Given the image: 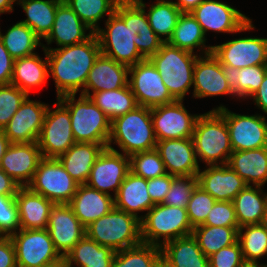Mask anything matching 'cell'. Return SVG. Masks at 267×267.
Listing matches in <instances>:
<instances>
[{"mask_svg": "<svg viewBox=\"0 0 267 267\" xmlns=\"http://www.w3.org/2000/svg\"><path fill=\"white\" fill-rule=\"evenodd\" d=\"M42 48L46 50L49 77L54 79L57 98L76 95L80 89L82 95L89 72L101 54L96 34L71 46L51 48L42 45Z\"/></svg>", "mask_w": 267, "mask_h": 267, "instance_id": "cell-1", "label": "cell"}, {"mask_svg": "<svg viewBox=\"0 0 267 267\" xmlns=\"http://www.w3.org/2000/svg\"><path fill=\"white\" fill-rule=\"evenodd\" d=\"M105 27L94 32L101 54L128 67L144 60L130 34V0L118 2L115 12L105 21Z\"/></svg>", "mask_w": 267, "mask_h": 267, "instance_id": "cell-2", "label": "cell"}, {"mask_svg": "<svg viewBox=\"0 0 267 267\" xmlns=\"http://www.w3.org/2000/svg\"><path fill=\"white\" fill-rule=\"evenodd\" d=\"M112 143L118 145L127 156L156 149L151 108L138 105L125 115L113 119L107 146Z\"/></svg>", "mask_w": 267, "mask_h": 267, "instance_id": "cell-3", "label": "cell"}, {"mask_svg": "<svg viewBox=\"0 0 267 267\" xmlns=\"http://www.w3.org/2000/svg\"><path fill=\"white\" fill-rule=\"evenodd\" d=\"M192 140L197 160L205 162L206 166L228 163L233 149L226 121L218 111L200 114Z\"/></svg>", "mask_w": 267, "mask_h": 267, "instance_id": "cell-4", "label": "cell"}, {"mask_svg": "<svg viewBox=\"0 0 267 267\" xmlns=\"http://www.w3.org/2000/svg\"><path fill=\"white\" fill-rule=\"evenodd\" d=\"M198 55L164 42L161 48L149 58L162 77L171 96L184 101L193 85L195 62Z\"/></svg>", "mask_w": 267, "mask_h": 267, "instance_id": "cell-5", "label": "cell"}, {"mask_svg": "<svg viewBox=\"0 0 267 267\" xmlns=\"http://www.w3.org/2000/svg\"><path fill=\"white\" fill-rule=\"evenodd\" d=\"M75 96L58 98L69 110L75 141L102 144L107 148L111 120L90 97L80 94L77 100Z\"/></svg>", "mask_w": 267, "mask_h": 267, "instance_id": "cell-6", "label": "cell"}, {"mask_svg": "<svg viewBox=\"0 0 267 267\" xmlns=\"http://www.w3.org/2000/svg\"><path fill=\"white\" fill-rule=\"evenodd\" d=\"M85 233L99 245L115 252L142 243L140 219L115 207L87 226Z\"/></svg>", "mask_w": 267, "mask_h": 267, "instance_id": "cell-7", "label": "cell"}, {"mask_svg": "<svg viewBox=\"0 0 267 267\" xmlns=\"http://www.w3.org/2000/svg\"><path fill=\"white\" fill-rule=\"evenodd\" d=\"M140 225L142 243L160 247L168 241L191 235L193 230L186 208L163 203L155 204L141 215Z\"/></svg>", "mask_w": 267, "mask_h": 267, "instance_id": "cell-8", "label": "cell"}, {"mask_svg": "<svg viewBox=\"0 0 267 267\" xmlns=\"http://www.w3.org/2000/svg\"><path fill=\"white\" fill-rule=\"evenodd\" d=\"M17 267H53L63 264L47 229H19L11 236Z\"/></svg>", "mask_w": 267, "mask_h": 267, "instance_id": "cell-9", "label": "cell"}, {"mask_svg": "<svg viewBox=\"0 0 267 267\" xmlns=\"http://www.w3.org/2000/svg\"><path fill=\"white\" fill-rule=\"evenodd\" d=\"M79 183L65 170L57 158L43 157L32 181L27 187L55 204H68L75 195Z\"/></svg>", "mask_w": 267, "mask_h": 267, "instance_id": "cell-10", "label": "cell"}, {"mask_svg": "<svg viewBox=\"0 0 267 267\" xmlns=\"http://www.w3.org/2000/svg\"><path fill=\"white\" fill-rule=\"evenodd\" d=\"M54 106L56 109L53 111L48 106L37 140L45 158H58L76 142L68 108L58 98Z\"/></svg>", "mask_w": 267, "mask_h": 267, "instance_id": "cell-11", "label": "cell"}, {"mask_svg": "<svg viewBox=\"0 0 267 267\" xmlns=\"http://www.w3.org/2000/svg\"><path fill=\"white\" fill-rule=\"evenodd\" d=\"M200 24L204 34L237 33L255 29L252 19L236 8L217 0H204L190 12Z\"/></svg>", "mask_w": 267, "mask_h": 267, "instance_id": "cell-12", "label": "cell"}, {"mask_svg": "<svg viewBox=\"0 0 267 267\" xmlns=\"http://www.w3.org/2000/svg\"><path fill=\"white\" fill-rule=\"evenodd\" d=\"M128 85L137 105L154 108L175 102L162 77L149 59L129 67Z\"/></svg>", "mask_w": 267, "mask_h": 267, "instance_id": "cell-13", "label": "cell"}, {"mask_svg": "<svg viewBox=\"0 0 267 267\" xmlns=\"http://www.w3.org/2000/svg\"><path fill=\"white\" fill-rule=\"evenodd\" d=\"M225 119L233 151L267 147V121L263 115H241L231 112L224 105L213 108Z\"/></svg>", "mask_w": 267, "mask_h": 267, "instance_id": "cell-14", "label": "cell"}, {"mask_svg": "<svg viewBox=\"0 0 267 267\" xmlns=\"http://www.w3.org/2000/svg\"><path fill=\"white\" fill-rule=\"evenodd\" d=\"M200 116L190 114L183 101L151 108V118L157 141L192 138Z\"/></svg>", "mask_w": 267, "mask_h": 267, "instance_id": "cell-15", "label": "cell"}, {"mask_svg": "<svg viewBox=\"0 0 267 267\" xmlns=\"http://www.w3.org/2000/svg\"><path fill=\"white\" fill-rule=\"evenodd\" d=\"M129 171V156L107 146L95 160L85 184L108 195L113 190L115 197Z\"/></svg>", "mask_w": 267, "mask_h": 267, "instance_id": "cell-16", "label": "cell"}, {"mask_svg": "<svg viewBox=\"0 0 267 267\" xmlns=\"http://www.w3.org/2000/svg\"><path fill=\"white\" fill-rule=\"evenodd\" d=\"M212 54L222 66L240 69L267 65V38H236L213 46Z\"/></svg>", "mask_w": 267, "mask_h": 267, "instance_id": "cell-17", "label": "cell"}, {"mask_svg": "<svg viewBox=\"0 0 267 267\" xmlns=\"http://www.w3.org/2000/svg\"><path fill=\"white\" fill-rule=\"evenodd\" d=\"M48 106L28 96L3 129L10 143L37 142Z\"/></svg>", "mask_w": 267, "mask_h": 267, "instance_id": "cell-18", "label": "cell"}, {"mask_svg": "<svg viewBox=\"0 0 267 267\" xmlns=\"http://www.w3.org/2000/svg\"><path fill=\"white\" fill-rule=\"evenodd\" d=\"M47 231L56 250L64 256L86 235L85 227L75 216L69 204H54Z\"/></svg>", "mask_w": 267, "mask_h": 267, "instance_id": "cell-19", "label": "cell"}, {"mask_svg": "<svg viewBox=\"0 0 267 267\" xmlns=\"http://www.w3.org/2000/svg\"><path fill=\"white\" fill-rule=\"evenodd\" d=\"M42 158L37 142L11 143L0 160V168L21 187H26Z\"/></svg>", "mask_w": 267, "mask_h": 267, "instance_id": "cell-20", "label": "cell"}, {"mask_svg": "<svg viewBox=\"0 0 267 267\" xmlns=\"http://www.w3.org/2000/svg\"><path fill=\"white\" fill-rule=\"evenodd\" d=\"M156 150L167 174L175 177L197 176L200 169L192 138L157 141Z\"/></svg>", "mask_w": 267, "mask_h": 267, "instance_id": "cell-21", "label": "cell"}, {"mask_svg": "<svg viewBox=\"0 0 267 267\" xmlns=\"http://www.w3.org/2000/svg\"><path fill=\"white\" fill-rule=\"evenodd\" d=\"M220 95L235 97L224 76V68L212 54L199 55L194 67L193 97L206 98Z\"/></svg>", "mask_w": 267, "mask_h": 267, "instance_id": "cell-22", "label": "cell"}, {"mask_svg": "<svg viewBox=\"0 0 267 267\" xmlns=\"http://www.w3.org/2000/svg\"><path fill=\"white\" fill-rule=\"evenodd\" d=\"M197 183L216 201H233L248 184L229 165H208L197 174Z\"/></svg>", "mask_w": 267, "mask_h": 267, "instance_id": "cell-23", "label": "cell"}, {"mask_svg": "<svg viewBox=\"0 0 267 267\" xmlns=\"http://www.w3.org/2000/svg\"><path fill=\"white\" fill-rule=\"evenodd\" d=\"M128 75V66L100 54L89 72L82 95L90 97L98 91L116 90L125 87L128 85Z\"/></svg>", "mask_w": 267, "mask_h": 267, "instance_id": "cell-24", "label": "cell"}, {"mask_svg": "<svg viewBox=\"0 0 267 267\" xmlns=\"http://www.w3.org/2000/svg\"><path fill=\"white\" fill-rule=\"evenodd\" d=\"M87 30L89 33L86 35ZM94 32L62 0L57 7L52 30L44 39L47 45L55 42L59 47L71 46L89 39Z\"/></svg>", "mask_w": 267, "mask_h": 267, "instance_id": "cell-25", "label": "cell"}, {"mask_svg": "<svg viewBox=\"0 0 267 267\" xmlns=\"http://www.w3.org/2000/svg\"><path fill=\"white\" fill-rule=\"evenodd\" d=\"M68 204L85 228L115 207L114 197L86 184H79Z\"/></svg>", "mask_w": 267, "mask_h": 267, "instance_id": "cell-26", "label": "cell"}, {"mask_svg": "<svg viewBox=\"0 0 267 267\" xmlns=\"http://www.w3.org/2000/svg\"><path fill=\"white\" fill-rule=\"evenodd\" d=\"M15 201L21 229H47L53 201L32 192L27 186L18 189Z\"/></svg>", "mask_w": 267, "mask_h": 267, "instance_id": "cell-27", "label": "cell"}, {"mask_svg": "<svg viewBox=\"0 0 267 267\" xmlns=\"http://www.w3.org/2000/svg\"><path fill=\"white\" fill-rule=\"evenodd\" d=\"M115 208L130 213L141 220L138 212L149 211L155 204L147 191V179L129 171L114 197Z\"/></svg>", "mask_w": 267, "mask_h": 267, "instance_id": "cell-28", "label": "cell"}, {"mask_svg": "<svg viewBox=\"0 0 267 267\" xmlns=\"http://www.w3.org/2000/svg\"><path fill=\"white\" fill-rule=\"evenodd\" d=\"M143 0H130V34L144 59L153 56L164 43L151 28Z\"/></svg>", "mask_w": 267, "mask_h": 267, "instance_id": "cell-29", "label": "cell"}, {"mask_svg": "<svg viewBox=\"0 0 267 267\" xmlns=\"http://www.w3.org/2000/svg\"><path fill=\"white\" fill-rule=\"evenodd\" d=\"M248 185L267 183V147L233 151L227 163Z\"/></svg>", "mask_w": 267, "mask_h": 267, "instance_id": "cell-30", "label": "cell"}, {"mask_svg": "<svg viewBox=\"0 0 267 267\" xmlns=\"http://www.w3.org/2000/svg\"><path fill=\"white\" fill-rule=\"evenodd\" d=\"M105 147L102 144L75 142L57 159L79 184H85L95 160Z\"/></svg>", "mask_w": 267, "mask_h": 267, "instance_id": "cell-31", "label": "cell"}, {"mask_svg": "<svg viewBox=\"0 0 267 267\" xmlns=\"http://www.w3.org/2000/svg\"><path fill=\"white\" fill-rule=\"evenodd\" d=\"M161 252L162 259L171 267H209V258L192 234L166 242Z\"/></svg>", "mask_w": 267, "mask_h": 267, "instance_id": "cell-32", "label": "cell"}, {"mask_svg": "<svg viewBox=\"0 0 267 267\" xmlns=\"http://www.w3.org/2000/svg\"><path fill=\"white\" fill-rule=\"evenodd\" d=\"M115 251L85 235L63 258L64 267H111Z\"/></svg>", "mask_w": 267, "mask_h": 267, "instance_id": "cell-33", "label": "cell"}, {"mask_svg": "<svg viewBox=\"0 0 267 267\" xmlns=\"http://www.w3.org/2000/svg\"><path fill=\"white\" fill-rule=\"evenodd\" d=\"M45 59L42 60L37 52L30 56L14 61L13 74L10 84L15 85L29 95L34 88L42 87L49 77L46 50L43 48Z\"/></svg>", "mask_w": 267, "mask_h": 267, "instance_id": "cell-34", "label": "cell"}, {"mask_svg": "<svg viewBox=\"0 0 267 267\" xmlns=\"http://www.w3.org/2000/svg\"><path fill=\"white\" fill-rule=\"evenodd\" d=\"M239 227L260 224L267 204L263 186L248 185L233 199Z\"/></svg>", "mask_w": 267, "mask_h": 267, "instance_id": "cell-35", "label": "cell"}, {"mask_svg": "<svg viewBox=\"0 0 267 267\" xmlns=\"http://www.w3.org/2000/svg\"><path fill=\"white\" fill-rule=\"evenodd\" d=\"M62 0H16L27 18L20 21L26 24L40 39H45L52 30L58 4Z\"/></svg>", "mask_w": 267, "mask_h": 267, "instance_id": "cell-36", "label": "cell"}, {"mask_svg": "<svg viewBox=\"0 0 267 267\" xmlns=\"http://www.w3.org/2000/svg\"><path fill=\"white\" fill-rule=\"evenodd\" d=\"M206 40L200 24L189 12L181 13L168 43L192 53H195L194 49L198 47V50H201L202 54L207 55L212 53L213 46L205 45Z\"/></svg>", "mask_w": 267, "mask_h": 267, "instance_id": "cell-37", "label": "cell"}, {"mask_svg": "<svg viewBox=\"0 0 267 267\" xmlns=\"http://www.w3.org/2000/svg\"><path fill=\"white\" fill-rule=\"evenodd\" d=\"M223 68L228 85L237 99L251 97L259 89L267 72V65L240 69L231 66H223Z\"/></svg>", "mask_w": 267, "mask_h": 267, "instance_id": "cell-38", "label": "cell"}, {"mask_svg": "<svg viewBox=\"0 0 267 267\" xmlns=\"http://www.w3.org/2000/svg\"><path fill=\"white\" fill-rule=\"evenodd\" d=\"M239 228L198 225L193 228L192 236L205 256L209 257L220 249L236 243Z\"/></svg>", "mask_w": 267, "mask_h": 267, "instance_id": "cell-39", "label": "cell"}, {"mask_svg": "<svg viewBox=\"0 0 267 267\" xmlns=\"http://www.w3.org/2000/svg\"><path fill=\"white\" fill-rule=\"evenodd\" d=\"M0 39L14 60L35 54L34 50L43 45L35 32L20 21L5 34L0 31Z\"/></svg>", "mask_w": 267, "mask_h": 267, "instance_id": "cell-40", "label": "cell"}, {"mask_svg": "<svg viewBox=\"0 0 267 267\" xmlns=\"http://www.w3.org/2000/svg\"><path fill=\"white\" fill-rule=\"evenodd\" d=\"M90 98L111 121L138 106L129 85L116 90L98 91Z\"/></svg>", "mask_w": 267, "mask_h": 267, "instance_id": "cell-41", "label": "cell"}, {"mask_svg": "<svg viewBox=\"0 0 267 267\" xmlns=\"http://www.w3.org/2000/svg\"><path fill=\"white\" fill-rule=\"evenodd\" d=\"M181 13L173 1H157L151 4L146 15L154 33L164 42H168Z\"/></svg>", "mask_w": 267, "mask_h": 267, "instance_id": "cell-42", "label": "cell"}, {"mask_svg": "<svg viewBox=\"0 0 267 267\" xmlns=\"http://www.w3.org/2000/svg\"><path fill=\"white\" fill-rule=\"evenodd\" d=\"M161 259L160 246L141 243L117 251L111 267H155Z\"/></svg>", "mask_w": 267, "mask_h": 267, "instance_id": "cell-43", "label": "cell"}, {"mask_svg": "<svg viewBox=\"0 0 267 267\" xmlns=\"http://www.w3.org/2000/svg\"><path fill=\"white\" fill-rule=\"evenodd\" d=\"M238 241L246 263L260 264L258 260L267 255V232L261 224L240 227Z\"/></svg>", "mask_w": 267, "mask_h": 267, "instance_id": "cell-44", "label": "cell"}, {"mask_svg": "<svg viewBox=\"0 0 267 267\" xmlns=\"http://www.w3.org/2000/svg\"><path fill=\"white\" fill-rule=\"evenodd\" d=\"M79 18L95 32L105 15L111 16L120 0H64Z\"/></svg>", "mask_w": 267, "mask_h": 267, "instance_id": "cell-45", "label": "cell"}, {"mask_svg": "<svg viewBox=\"0 0 267 267\" xmlns=\"http://www.w3.org/2000/svg\"><path fill=\"white\" fill-rule=\"evenodd\" d=\"M130 171L144 179L166 175L165 165L156 149L129 156Z\"/></svg>", "mask_w": 267, "mask_h": 267, "instance_id": "cell-46", "label": "cell"}, {"mask_svg": "<svg viewBox=\"0 0 267 267\" xmlns=\"http://www.w3.org/2000/svg\"><path fill=\"white\" fill-rule=\"evenodd\" d=\"M28 96L13 84L0 85V130L7 126Z\"/></svg>", "mask_w": 267, "mask_h": 267, "instance_id": "cell-47", "label": "cell"}, {"mask_svg": "<svg viewBox=\"0 0 267 267\" xmlns=\"http://www.w3.org/2000/svg\"><path fill=\"white\" fill-rule=\"evenodd\" d=\"M215 202L216 199L200 186L197 185L194 188L186 208L189 222L193 228L205 222Z\"/></svg>", "mask_w": 267, "mask_h": 267, "instance_id": "cell-48", "label": "cell"}, {"mask_svg": "<svg viewBox=\"0 0 267 267\" xmlns=\"http://www.w3.org/2000/svg\"><path fill=\"white\" fill-rule=\"evenodd\" d=\"M197 185V176L174 177L163 204L187 208L192 192Z\"/></svg>", "mask_w": 267, "mask_h": 267, "instance_id": "cell-49", "label": "cell"}, {"mask_svg": "<svg viewBox=\"0 0 267 267\" xmlns=\"http://www.w3.org/2000/svg\"><path fill=\"white\" fill-rule=\"evenodd\" d=\"M20 227L15 196L0 195V236L11 237Z\"/></svg>", "mask_w": 267, "mask_h": 267, "instance_id": "cell-50", "label": "cell"}, {"mask_svg": "<svg viewBox=\"0 0 267 267\" xmlns=\"http://www.w3.org/2000/svg\"><path fill=\"white\" fill-rule=\"evenodd\" d=\"M202 225L239 227L233 202L216 201Z\"/></svg>", "mask_w": 267, "mask_h": 267, "instance_id": "cell-51", "label": "cell"}, {"mask_svg": "<svg viewBox=\"0 0 267 267\" xmlns=\"http://www.w3.org/2000/svg\"><path fill=\"white\" fill-rule=\"evenodd\" d=\"M209 258V267H241L246 262L243 258L239 241L213 253Z\"/></svg>", "mask_w": 267, "mask_h": 267, "instance_id": "cell-52", "label": "cell"}, {"mask_svg": "<svg viewBox=\"0 0 267 267\" xmlns=\"http://www.w3.org/2000/svg\"><path fill=\"white\" fill-rule=\"evenodd\" d=\"M175 176L170 174L147 179V191L154 204H161L169 192Z\"/></svg>", "mask_w": 267, "mask_h": 267, "instance_id": "cell-53", "label": "cell"}, {"mask_svg": "<svg viewBox=\"0 0 267 267\" xmlns=\"http://www.w3.org/2000/svg\"><path fill=\"white\" fill-rule=\"evenodd\" d=\"M14 59L0 39V85L10 84L13 74Z\"/></svg>", "mask_w": 267, "mask_h": 267, "instance_id": "cell-54", "label": "cell"}, {"mask_svg": "<svg viewBox=\"0 0 267 267\" xmlns=\"http://www.w3.org/2000/svg\"><path fill=\"white\" fill-rule=\"evenodd\" d=\"M0 267H17L15 248L9 236H0Z\"/></svg>", "mask_w": 267, "mask_h": 267, "instance_id": "cell-55", "label": "cell"}, {"mask_svg": "<svg viewBox=\"0 0 267 267\" xmlns=\"http://www.w3.org/2000/svg\"><path fill=\"white\" fill-rule=\"evenodd\" d=\"M21 186L0 168V195L16 196Z\"/></svg>", "mask_w": 267, "mask_h": 267, "instance_id": "cell-56", "label": "cell"}, {"mask_svg": "<svg viewBox=\"0 0 267 267\" xmlns=\"http://www.w3.org/2000/svg\"><path fill=\"white\" fill-rule=\"evenodd\" d=\"M253 99L256 107L258 106V109L262 110L265 115L267 114V72L263 78V81L261 85L259 86V89L250 97V99Z\"/></svg>", "mask_w": 267, "mask_h": 267, "instance_id": "cell-57", "label": "cell"}, {"mask_svg": "<svg viewBox=\"0 0 267 267\" xmlns=\"http://www.w3.org/2000/svg\"><path fill=\"white\" fill-rule=\"evenodd\" d=\"M204 0H177L174 4L182 13L192 12Z\"/></svg>", "mask_w": 267, "mask_h": 267, "instance_id": "cell-58", "label": "cell"}, {"mask_svg": "<svg viewBox=\"0 0 267 267\" xmlns=\"http://www.w3.org/2000/svg\"><path fill=\"white\" fill-rule=\"evenodd\" d=\"M10 141L8 138L5 136V133L3 130H0V160L4 153L6 152L7 148L10 145Z\"/></svg>", "mask_w": 267, "mask_h": 267, "instance_id": "cell-59", "label": "cell"}, {"mask_svg": "<svg viewBox=\"0 0 267 267\" xmlns=\"http://www.w3.org/2000/svg\"><path fill=\"white\" fill-rule=\"evenodd\" d=\"M16 0H0V15L2 13H9L13 11V4H15Z\"/></svg>", "mask_w": 267, "mask_h": 267, "instance_id": "cell-60", "label": "cell"}, {"mask_svg": "<svg viewBox=\"0 0 267 267\" xmlns=\"http://www.w3.org/2000/svg\"><path fill=\"white\" fill-rule=\"evenodd\" d=\"M260 224L264 227L265 231L267 232V204Z\"/></svg>", "mask_w": 267, "mask_h": 267, "instance_id": "cell-61", "label": "cell"}, {"mask_svg": "<svg viewBox=\"0 0 267 267\" xmlns=\"http://www.w3.org/2000/svg\"><path fill=\"white\" fill-rule=\"evenodd\" d=\"M264 266V263L263 264H251V263H245L243 266L241 267H263Z\"/></svg>", "mask_w": 267, "mask_h": 267, "instance_id": "cell-62", "label": "cell"}, {"mask_svg": "<svg viewBox=\"0 0 267 267\" xmlns=\"http://www.w3.org/2000/svg\"><path fill=\"white\" fill-rule=\"evenodd\" d=\"M155 267H164V260L161 259Z\"/></svg>", "mask_w": 267, "mask_h": 267, "instance_id": "cell-63", "label": "cell"}, {"mask_svg": "<svg viewBox=\"0 0 267 267\" xmlns=\"http://www.w3.org/2000/svg\"><path fill=\"white\" fill-rule=\"evenodd\" d=\"M164 267H171V266L168 265V264L164 261Z\"/></svg>", "mask_w": 267, "mask_h": 267, "instance_id": "cell-64", "label": "cell"}, {"mask_svg": "<svg viewBox=\"0 0 267 267\" xmlns=\"http://www.w3.org/2000/svg\"><path fill=\"white\" fill-rule=\"evenodd\" d=\"M53 267H64V264L56 265V266H53Z\"/></svg>", "mask_w": 267, "mask_h": 267, "instance_id": "cell-65", "label": "cell"}, {"mask_svg": "<svg viewBox=\"0 0 267 267\" xmlns=\"http://www.w3.org/2000/svg\"><path fill=\"white\" fill-rule=\"evenodd\" d=\"M156 1H165V2H167V1H171V0H156Z\"/></svg>", "mask_w": 267, "mask_h": 267, "instance_id": "cell-66", "label": "cell"}]
</instances>
